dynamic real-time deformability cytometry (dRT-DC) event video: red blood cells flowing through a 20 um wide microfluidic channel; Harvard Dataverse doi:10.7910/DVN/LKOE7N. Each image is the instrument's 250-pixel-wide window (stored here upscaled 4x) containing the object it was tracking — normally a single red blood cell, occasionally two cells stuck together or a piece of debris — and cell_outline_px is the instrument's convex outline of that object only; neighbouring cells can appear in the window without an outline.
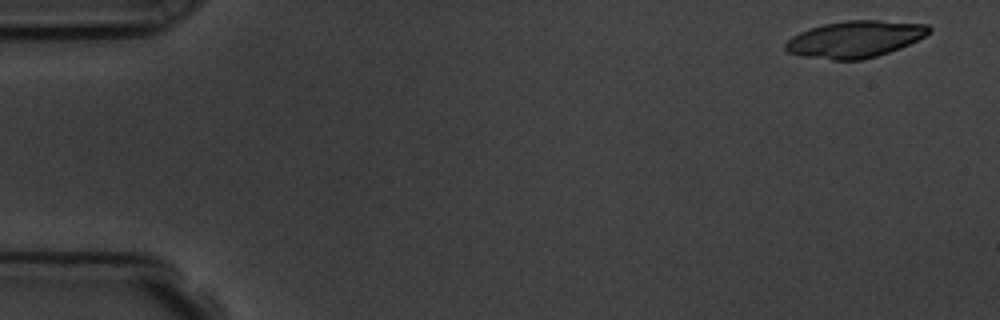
{"species": "common noctule bat (a hibernating species)", "species_latin": "Nyctalus noctula", "temperature_condition": "room temperature", "stored_images_in_passage": 5, "camera_frame_rate_fps": 3000, "um_per_image_px": 0.085, "animal": {"sex": "male", "body_mass_g": 19.5, "forearm_length_mm": 54.6}, "frame": {"image": 1, "passage_image": 1, "time_ms": 0.0, "image_size_px": [1000, 320], "cell_outline_px": [[932, 28], [924, 36], [900, 48], [876, 56], [860, 60], [832, 60], [804, 56], [788, 52], [784, 48], [784, 44], [792, 36], [800, 32], [824, 24], [844, 20], [880, 20], [928, 24]], "centroid_in_image_um": [72.67, 3.32], "position_along_channel_um": 12.3, "area_um2": 30.52}}
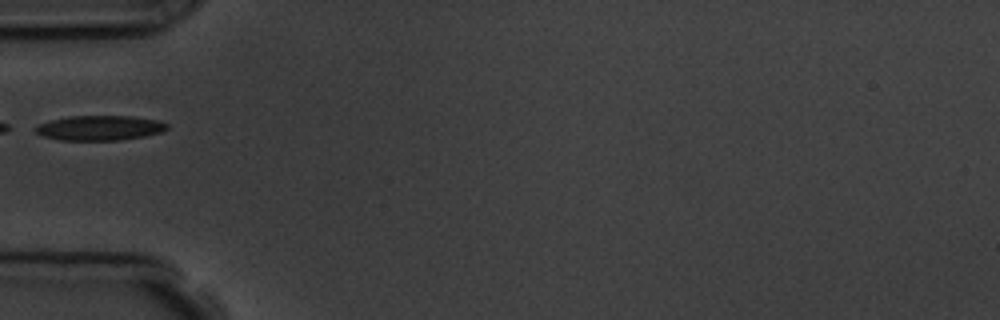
{"frame": {"image": 2, "passage_image": 5, "time_ms": 5.333, "image_size_px": [1000, 320], "cell_outline_px": [[168, 128], [160, 132], [144, 136], [120, 140], [60, 140], [44, 136], [36, 132], [36, 124], [68, 116], [132, 116], [160, 120], [168, 124]], "centroid_in_image_um": [8.49, 10.86], "position_along_channel_um": 76.5, "area_um2": 19.02}}